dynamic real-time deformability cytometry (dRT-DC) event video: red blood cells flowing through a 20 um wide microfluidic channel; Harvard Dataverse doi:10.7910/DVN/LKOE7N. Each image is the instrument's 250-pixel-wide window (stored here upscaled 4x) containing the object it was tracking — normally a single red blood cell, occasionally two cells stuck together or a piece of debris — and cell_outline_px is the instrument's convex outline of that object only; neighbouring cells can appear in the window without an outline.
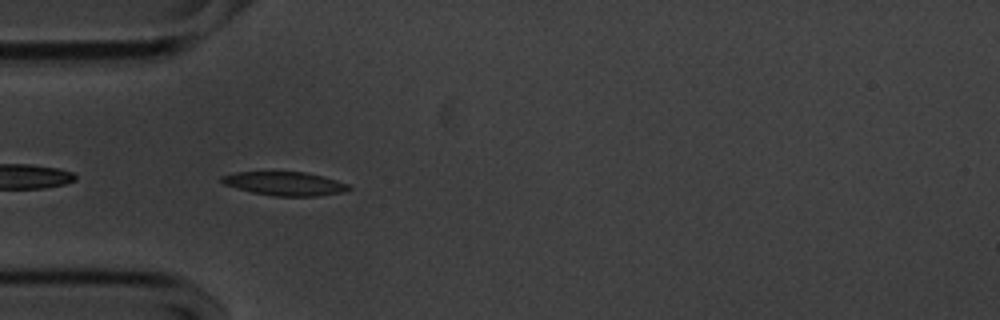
{"species": "common noctule bat (a hibernating species)", "species_latin": "Nyctalus noctula", "temperature_condition": "cold", "stored_images_in_passage": 41, "camera_frame_rate_fps": 3000, "um_per_image_px": 0.085, "animal": {"sex": "male", "body_mass_g": 20.1, "forearm_length_mm": 53.5}, "frame": {"image": 1, "passage_image": 2, "time_ms": 0.333, "image_size_px": [1000, 320], "cell_outline_px": [[352, 188], [344, 192], [316, 196], [272, 196], [252, 192], [236, 188], [224, 184], [220, 180], [220, 176], [236, 172], [304, 172], [336, 180], [348, 184]], "centroid_in_image_um": [24.18, 15.61], "position_along_channel_um": 60.8, "area_um2": 17.46}}
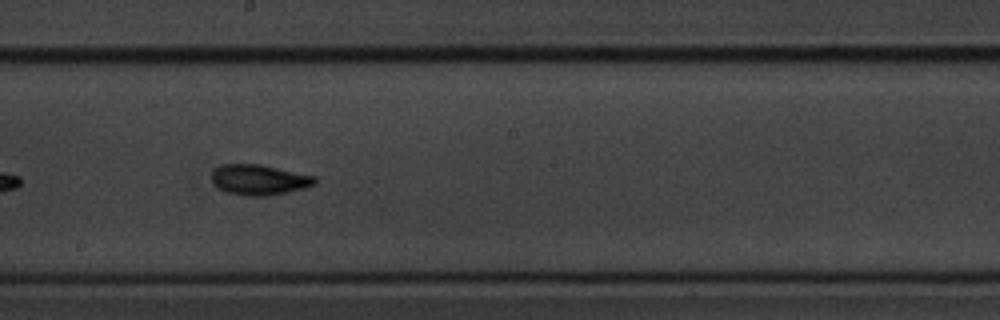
{"frame": {"image": 2, "passage_image": 16, "time_ms": 5.0, "image_size_px": [1000, 320], "cell_outline_px": [[316, 184], [304, 188], [288, 192], [268, 196], [244, 196], [224, 192], [216, 188], [212, 180], [212, 172], [220, 164], [260, 164], [316, 176]], "centroid_in_image_um": [22.0, 15.29], "position_along_channel_um": 226.2, "area_um2": 18.55}}
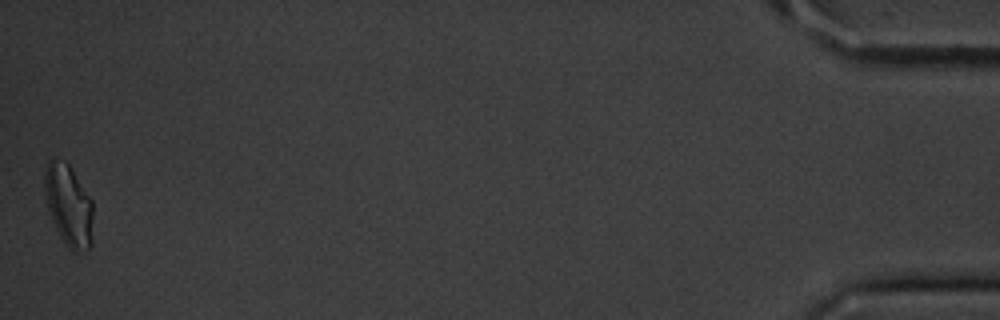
{"frame": {"image": 3, "passage_image": 41, "time_ms": 13.333, "image_size_px": [1000, 320], "cell_outline_px": [[92, 244], [88, 248], [76, 252], [72, 252], [68, 248], [60, 236], [52, 220], [48, 208], [44, 192], [44, 172], [48, 160], [52, 156], [56, 156], [64, 160], [68, 164], [92, 200]], "centroid_in_image_um": [5.81, 17.41], "position_along_channel_um": 429.4, "area_um2": 23.18}, "authors_computed_cell_mechanics": {"area_um2": 17.4556, "velocity_mm_per_s": 3.5674, "shape_relaxation_time_tau1_ms": 2.5464, "shape_relaxation_time_tau2_ms": 4.6616, "deformation_change_tau1": 0.1231, "deformation_change_tau2": 0.079}}